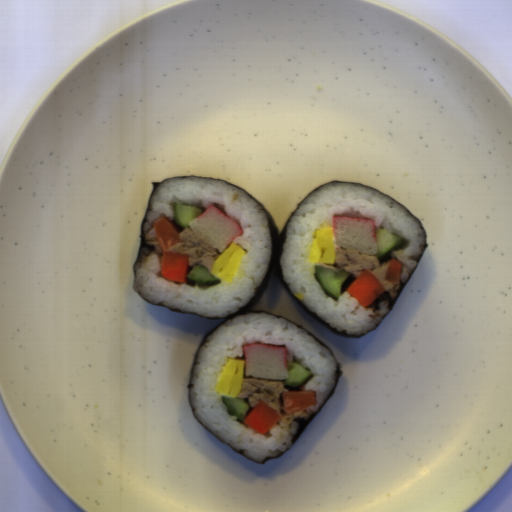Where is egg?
<instances>
[{
  "label": "egg",
  "mask_w": 512,
  "mask_h": 512,
  "mask_svg": "<svg viewBox=\"0 0 512 512\" xmlns=\"http://www.w3.org/2000/svg\"><path fill=\"white\" fill-rule=\"evenodd\" d=\"M336 245L333 228L325 227L314 231L309 249V262L332 265L336 260Z\"/></svg>",
  "instance_id": "obj_2"
},
{
  "label": "egg",
  "mask_w": 512,
  "mask_h": 512,
  "mask_svg": "<svg viewBox=\"0 0 512 512\" xmlns=\"http://www.w3.org/2000/svg\"><path fill=\"white\" fill-rule=\"evenodd\" d=\"M245 379V361L229 358L219 373L214 390L222 397H238Z\"/></svg>",
  "instance_id": "obj_1"
},
{
  "label": "egg",
  "mask_w": 512,
  "mask_h": 512,
  "mask_svg": "<svg viewBox=\"0 0 512 512\" xmlns=\"http://www.w3.org/2000/svg\"><path fill=\"white\" fill-rule=\"evenodd\" d=\"M246 250L231 243L222 253L219 254L218 259L214 262L211 274L224 281L231 283L234 280L236 271L245 255Z\"/></svg>",
  "instance_id": "obj_3"
}]
</instances>
